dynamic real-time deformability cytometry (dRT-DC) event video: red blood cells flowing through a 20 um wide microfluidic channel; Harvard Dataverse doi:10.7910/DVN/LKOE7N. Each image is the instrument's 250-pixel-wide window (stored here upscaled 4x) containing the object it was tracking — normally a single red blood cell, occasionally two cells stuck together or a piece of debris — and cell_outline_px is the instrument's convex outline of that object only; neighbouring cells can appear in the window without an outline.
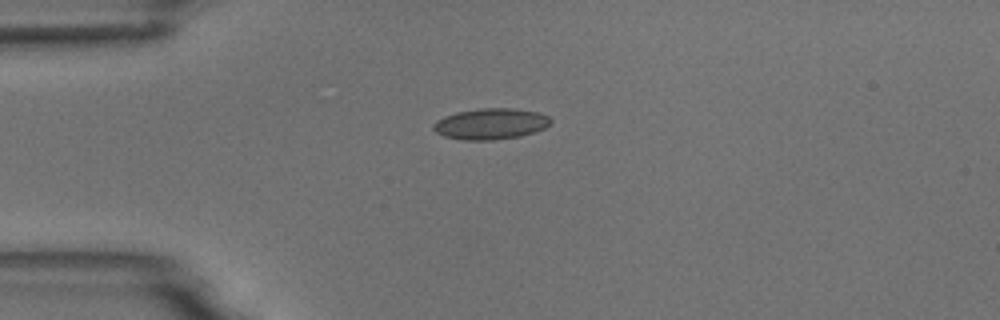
{"species": "common noctule bat (a hibernating species)", "species_latin": "Nyctalus noctula", "temperature_condition": "room temperature", "stored_images_in_passage": 1, "camera_frame_rate_fps": 3000, "um_per_image_px": 0.085, "animal": {"sex": "male", "body_mass_g": 18.8}, "frame": {"image": 1, "passage_image": 1, "time_ms": 0.0, "image_size_px": [1000, 320], "cell_outline_px": [[552, 120], [544, 128], [520, 136], [492, 140], [464, 140], [444, 136], [436, 132], [432, 128], [432, 124], [436, 120], [444, 116], [456, 112], [480, 108], [512, 108], [536, 112], [548, 116]], "centroid_in_image_um": [41.65, 10.52], "position_along_channel_um": 43.3, "area_um2": 21.1}}